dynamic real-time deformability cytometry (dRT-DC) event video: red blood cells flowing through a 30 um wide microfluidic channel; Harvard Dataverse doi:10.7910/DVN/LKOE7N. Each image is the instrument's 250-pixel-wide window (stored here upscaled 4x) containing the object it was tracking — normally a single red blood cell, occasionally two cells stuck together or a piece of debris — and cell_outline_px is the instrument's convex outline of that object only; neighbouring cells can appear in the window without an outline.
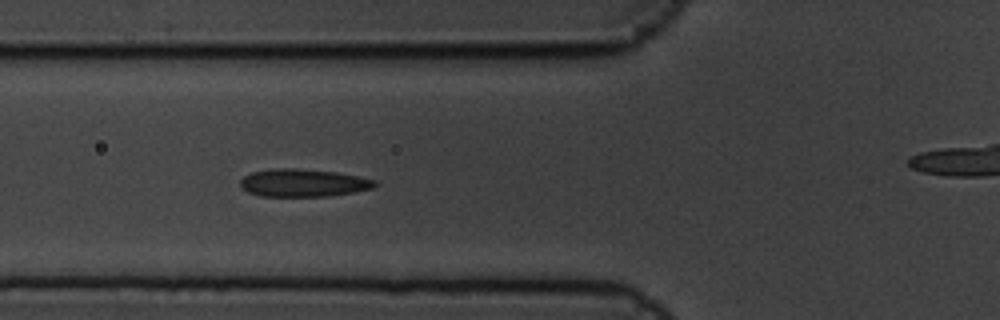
{"species": "common noctule bat (a hibernating species)", "species_latin": "Nyctalus noctula", "temperature_condition": "cold", "stored_images_in_passage": 5, "camera_frame_rate_fps": 3000, "um_per_image_px": 0.085, "animal": {"sex": "male", "body_mass_g": 19.5, "forearm_length_mm": 54.6}, "frame": {"image": 1, "passage_image": 4, "time_ms": 1.0, "image_size_px": [1000, 320], "cell_outline_px": [[376, 184], [372, 188], [352, 192], [328, 196], [260, 196], [248, 192], [240, 184], [240, 180], [244, 176], [252, 172], [272, 168], [296, 168], [336, 172], [360, 176], [376, 180]], "centroid_in_image_um": [25.76, 15.53], "position_along_channel_um": 100.0, "area_um2": 21.68}}